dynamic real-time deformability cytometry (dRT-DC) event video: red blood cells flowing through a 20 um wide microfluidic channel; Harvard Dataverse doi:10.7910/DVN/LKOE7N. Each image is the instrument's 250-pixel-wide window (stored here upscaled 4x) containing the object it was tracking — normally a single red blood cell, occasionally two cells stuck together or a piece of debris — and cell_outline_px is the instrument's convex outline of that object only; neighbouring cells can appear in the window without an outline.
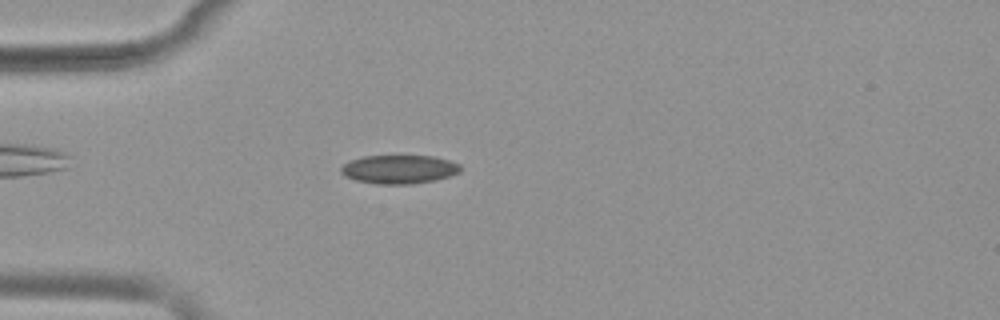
{"species": "common noctule bat (a hibernating species)", "species_latin": "Nyctalus noctula", "temperature_condition": "warm", "stored_images_in_passage": 54, "camera_frame_rate_fps": 3000, "um_per_image_px": 0.085, "animal": {"sex": "female", "body_mass_g": 19.9}, "frame": {"image": 1, "passage_image": 15, "time_ms": 4.667, "image_size_px": [1000, 320], "cell_outline_px": [[460, 172], [448, 176], [432, 180], [412, 184], [376, 184], [356, 180], [344, 176], [340, 172], [340, 168], [344, 164], [352, 160], [364, 156], [432, 156], [448, 160], [460, 164]], "centroid_in_image_um": [33.89, 14.39], "position_along_channel_um": 51.1, "area_um2": 19.77}}
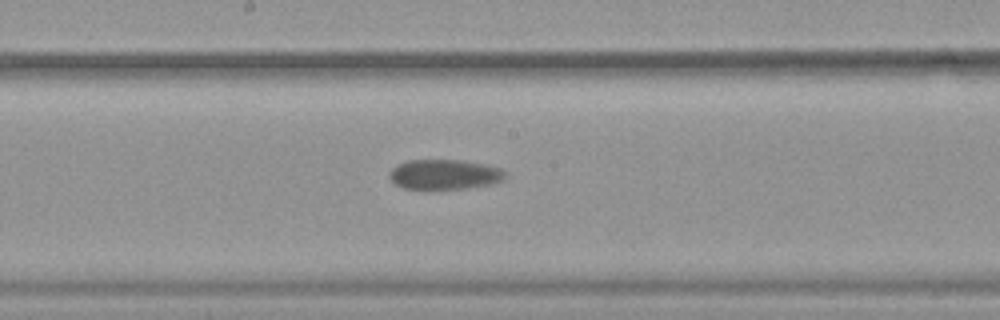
{"frame": {"image": 2, "passage_image": 29, "time_ms": 9.333, "image_size_px": [1000, 320], "cell_outline_px": [[508, 172], [504, 180], [488, 184], [464, 188], [404, 188], [396, 184], [388, 176], [392, 168], [396, 164], [408, 160], [464, 160], [488, 164], [500, 168]], "centroid_in_image_um": [37.81, 14.8], "position_along_channel_um": 210.4, "area_um2": 20.17}}
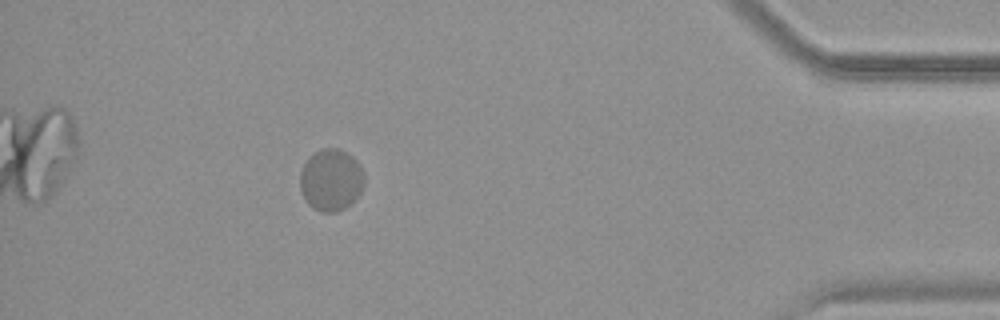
{"frame": {"image": 3, "passage_image": 49, "time_ms": 16.0, "image_size_px": [1000, 320], "cell_outline_px": [[364, 188], [344, 208], [336, 212], [320, 212], [312, 208], [304, 200], [300, 188], [300, 172], [308, 156], [312, 152], [320, 148], [336, 148], [348, 152], [360, 164], [364, 172]], "centroid_in_image_um": [28.12, 15.27], "position_along_channel_um": 407.1, "area_um2": 23.52}}